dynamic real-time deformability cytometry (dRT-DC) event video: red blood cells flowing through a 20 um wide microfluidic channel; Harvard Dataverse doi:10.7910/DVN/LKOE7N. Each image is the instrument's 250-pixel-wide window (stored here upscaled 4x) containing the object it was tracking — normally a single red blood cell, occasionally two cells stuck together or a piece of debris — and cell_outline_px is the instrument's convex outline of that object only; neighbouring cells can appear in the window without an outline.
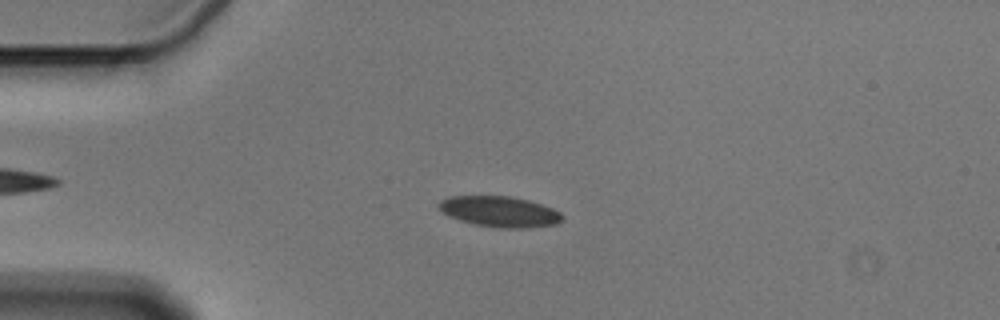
{"species": "Egyptian fruit bat (a non-hibernating species)", "species_latin": "Rousettus aegyptiacus", "temperature_condition": "cold", "stored_images_in_passage": 55, "camera_frame_rate_fps": 3000, "um_per_image_px": 0.085, "animal": {"sex": "male"}, "frame": {"image": 1, "passage_image": 13, "time_ms": 4.0, "image_size_px": [1000, 320], "cell_outline_px": [[564, 220], [556, 224], [528, 228], [500, 228], [476, 224], [460, 220], [448, 216], [436, 204], [440, 200], [448, 196], [512, 196], [528, 200], [552, 208], [560, 212], [564, 216]], "centroid_in_image_um": [42.49, 17.98], "position_along_channel_um": 42.5, "area_um2": 22.14}}
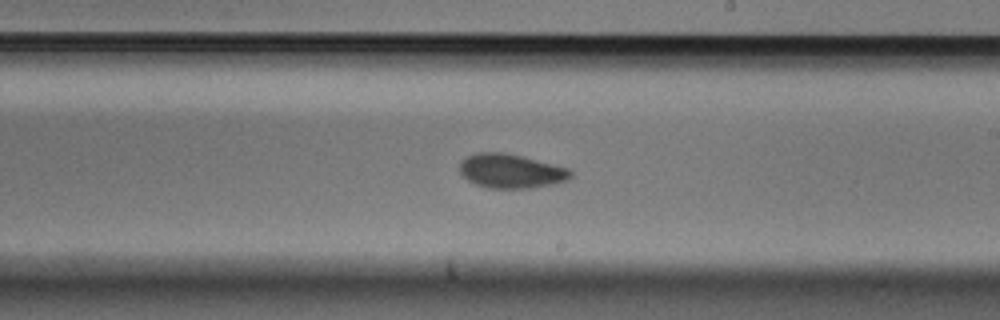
{"frame": {"image": 2, "passage_image": 32, "time_ms": 10.333, "image_size_px": [1000, 320], "cell_outline_px": [[572, 176], [568, 180], [556, 184], [532, 188], [488, 188], [476, 184], [468, 180], [460, 172], [460, 160], [476, 152], [504, 152], [568, 168], [572, 172]], "centroid_in_image_um": [43.43, 14.55], "position_along_channel_um": 245.6, "area_um2": 22.08}}
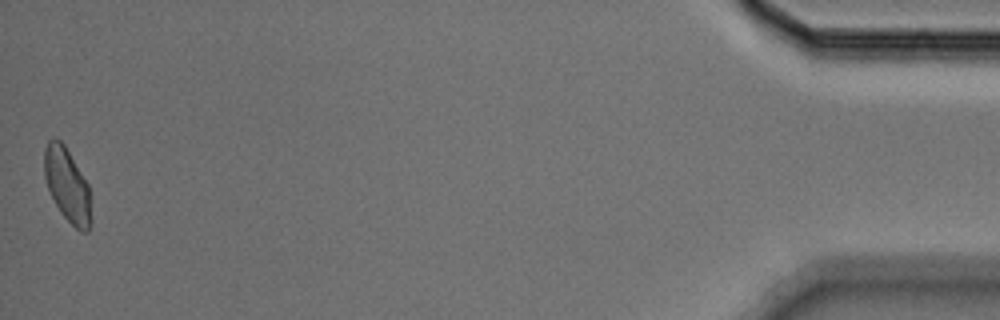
{"frame": {"image": 3, "passage_image": 55, "time_ms": 18.0, "image_size_px": [1000, 320], "cell_outline_px": [[92, 224], [88, 232], [80, 232], [60, 212], [48, 188], [44, 176], [44, 148], [48, 140], [52, 136], [56, 136], [64, 144], [88, 184], [92, 220]], "centroid_in_image_um": [5.72, 15.72], "position_along_channel_um": 429.5, "area_um2": 20.23}, "authors_computed_cell_mechanics": {"area_um2": 21.5594, "velocity_mm_per_s": 3.5837, "shape_relaxation_time_tau1_ms": 3.4786, "shape_relaxation_time_tau2_ms": 2.6944, "deformation_change_tau1": 0.0974, "deformation_change_tau2": 0.0675}}